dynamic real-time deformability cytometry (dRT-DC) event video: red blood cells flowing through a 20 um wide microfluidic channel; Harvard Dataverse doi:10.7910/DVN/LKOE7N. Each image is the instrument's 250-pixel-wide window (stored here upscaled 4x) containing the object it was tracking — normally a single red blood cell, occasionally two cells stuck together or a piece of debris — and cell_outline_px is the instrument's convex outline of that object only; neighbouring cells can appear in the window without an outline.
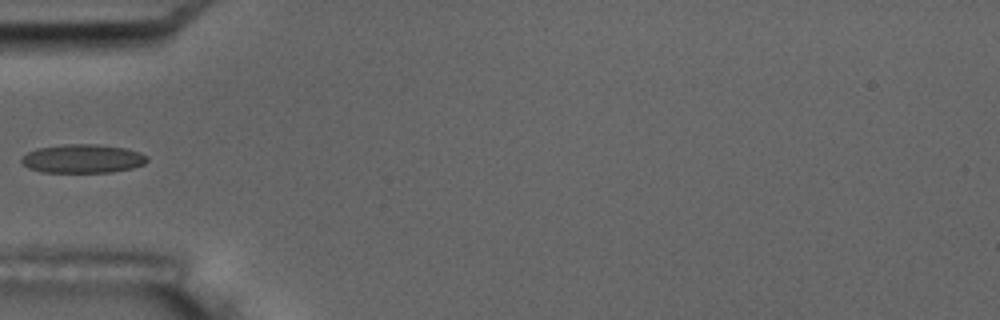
{"species": "common noctule bat (a hibernating species)", "species_latin": "Nyctalus noctula", "temperature_condition": "room temperature", "stored_images_in_passage": 2, "camera_frame_rate_fps": 3000, "um_per_image_px": 0.085, "animal": {"sex": "male", "body_mass_g": 17.5, "forearm_length_mm": 52.3}, "frame": {"image": 1, "passage_image": 2, "time_ms": 1.0, "image_size_px": [1000, 320], "cell_outline_px": [[148, 160], [144, 164], [132, 168], [112, 172], [44, 172], [28, 168], [20, 160], [28, 152], [36, 148], [64, 144], [96, 144], [124, 148], [140, 152], [148, 156]], "centroid_in_image_um": [7.04, 13.48], "position_along_channel_um": 78.0, "area_um2": 20.98}}